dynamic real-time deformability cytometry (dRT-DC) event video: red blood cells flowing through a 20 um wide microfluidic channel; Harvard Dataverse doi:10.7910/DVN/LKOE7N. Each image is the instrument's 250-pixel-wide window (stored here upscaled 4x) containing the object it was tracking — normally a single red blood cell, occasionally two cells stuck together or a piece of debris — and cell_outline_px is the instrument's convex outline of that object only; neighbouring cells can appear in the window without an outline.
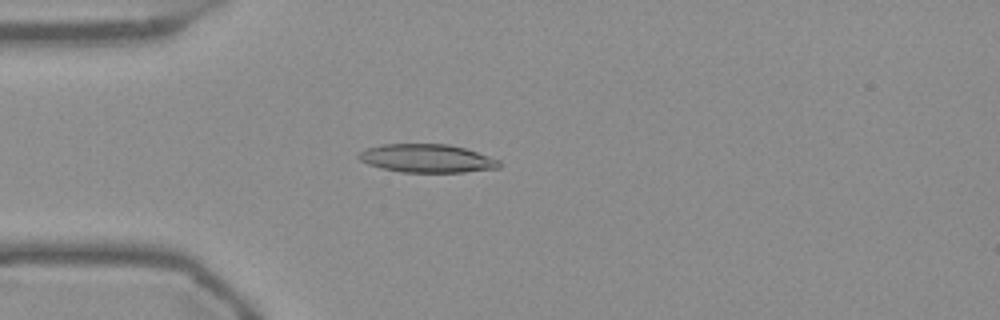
{"species": "Egyptian fruit bat (a non-hibernating species)", "species_latin": "Rousettus aegyptiacus", "temperature_condition": "warm", "stored_images_in_passage": 54, "camera_frame_rate_fps": 3000, "um_per_image_px": 0.085, "frame": {"image": 1, "passage_image": 15, "time_ms": 4.667, "image_size_px": [1000, 320], "cell_outline_px": [[500, 168], [464, 172], [400, 172], [380, 168], [368, 164], [360, 160], [356, 156], [360, 152], [368, 148], [384, 144], [448, 144], [464, 148], [500, 160]], "centroid_in_image_um": [36.28, 13.47], "position_along_channel_um": 48.7, "area_um2": 23.12}}
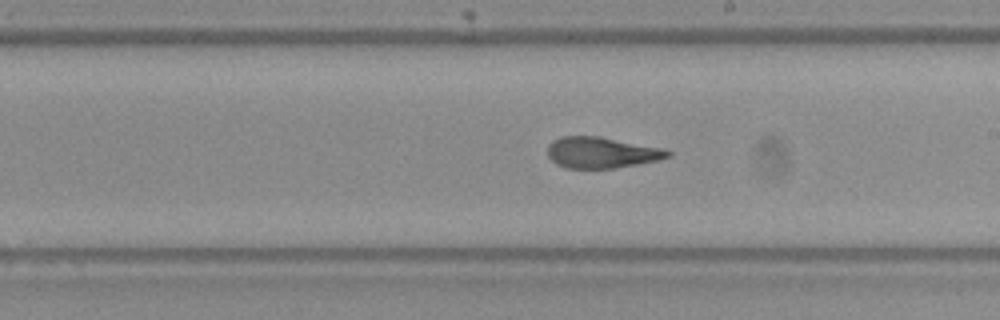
{"frame": {"image": 2, "passage_image": 31, "time_ms": 10.0, "image_size_px": [1000, 320], "cell_outline_px": [[672, 156], [660, 160], [612, 168], [564, 168], [556, 164], [548, 156], [548, 144], [552, 140], [560, 136], [600, 136], [664, 148], [672, 152]], "centroid_in_image_um": [51.14, 12.96], "position_along_channel_um": 237.9, "area_um2": 21.96}}
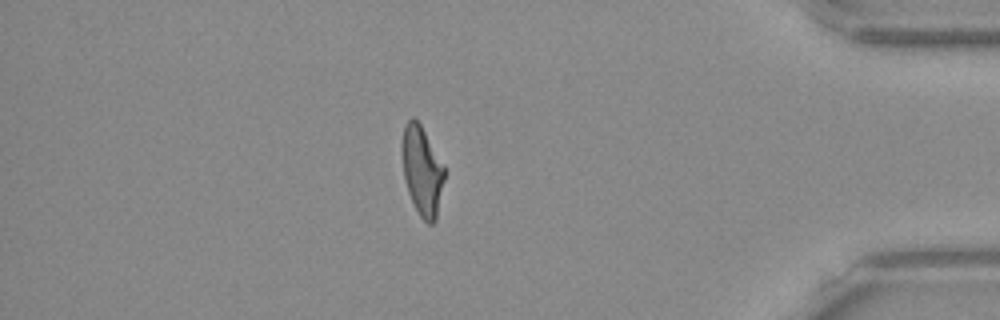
{"frame": {"image": 3, "passage_image": 47, "time_ms": 15.333, "image_size_px": [1000, 320], "cell_outline_px": [[444, 180], [436, 220], [432, 224], [428, 224], [420, 216], [408, 192], [404, 180], [400, 152], [400, 144], [404, 124], [412, 116], [420, 124], [444, 164]], "centroid_in_image_um": [35.84, 14.47], "position_along_channel_um": 399.4, "area_um2": 22.31}, "authors_computed_cell_mechanics": {"area_um2": 22.5998, "velocity_mm_per_s": 3.7594, "shape_relaxation_time_tau1_ms": 6.0695, "shape_relaxation_time_tau2_ms": 1.7311, "deformation_change_tau1": 0.1984, "deformation_change_tau2": 0.1008}}